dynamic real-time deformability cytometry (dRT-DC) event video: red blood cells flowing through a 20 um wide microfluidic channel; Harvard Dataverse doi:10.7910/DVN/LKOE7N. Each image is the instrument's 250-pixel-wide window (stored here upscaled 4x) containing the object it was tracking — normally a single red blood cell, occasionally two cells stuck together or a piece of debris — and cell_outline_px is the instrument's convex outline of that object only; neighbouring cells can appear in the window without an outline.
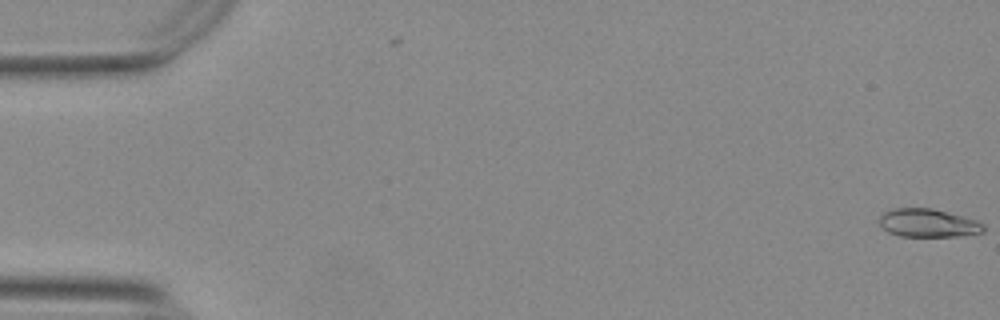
{"species": "Egyptian fruit bat (a non-hibernating species)", "species_latin": "Rousettus aegyptiacus", "temperature_condition": "warm", "stored_images_in_passage": 20, "camera_frame_rate_fps": 3000, "um_per_image_px": 0.085, "animal": {"sex": "female"}, "frame": {"image": 1, "passage_image": 1, "time_ms": 0.0, "image_size_px": [1000, 320], "cell_outline_px": [[984, 232], [956, 236], [900, 236], [888, 232], [880, 224], [880, 216], [884, 212], [892, 208], [932, 208], [976, 220], [984, 224]], "centroid_in_image_um": [78.88, 18.95], "position_along_channel_um": 6.1, "area_um2": 16.99}}
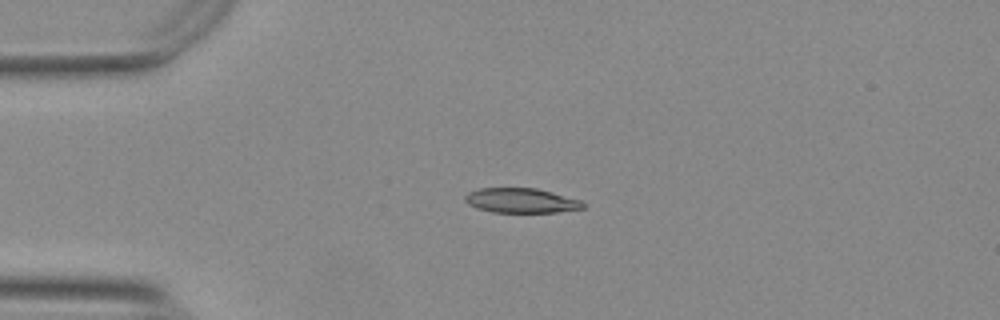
{"frame": {"image": 2, "passage_image": 14, "time_ms": 4.333, "image_size_px": [1000, 320], "cell_outline_px": [[584, 208], [556, 212], [492, 212], [476, 208], [468, 204], [464, 200], [464, 196], [468, 192], [480, 188], [536, 188], [552, 192], [580, 200], [584, 204]], "centroid_in_image_um": [44.25, 17.04], "position_along_channel_um": 40.7, "area_um2": 16.94}}
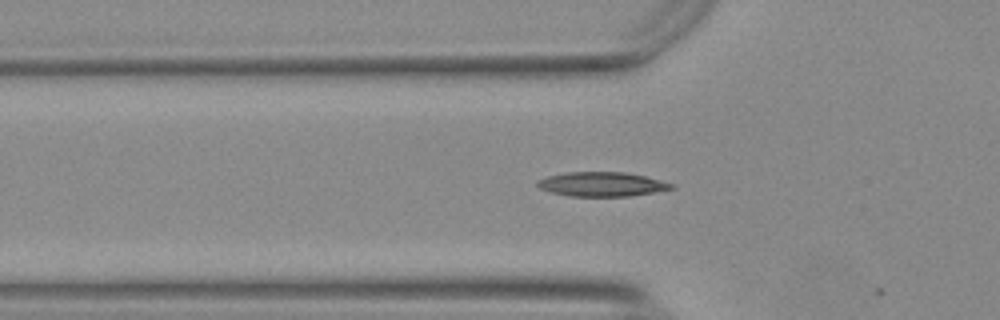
{"frame": {"image": 3, "passage_image": 19, "time_ms": 6.0, "image_size_px": [1000, 320], "cell_outline_px": [[676, 188], [628, 196], [572, 196], [552, 192], [540, 188], [536, 184], [536, 180], [548, 176], [568, 172], [624, 172], [644, 176], [672, 184]], "centroid_in_image_um": [51.12, 15.65], "position_along_channel_um": 74.7, "area_um2": 18.67}}